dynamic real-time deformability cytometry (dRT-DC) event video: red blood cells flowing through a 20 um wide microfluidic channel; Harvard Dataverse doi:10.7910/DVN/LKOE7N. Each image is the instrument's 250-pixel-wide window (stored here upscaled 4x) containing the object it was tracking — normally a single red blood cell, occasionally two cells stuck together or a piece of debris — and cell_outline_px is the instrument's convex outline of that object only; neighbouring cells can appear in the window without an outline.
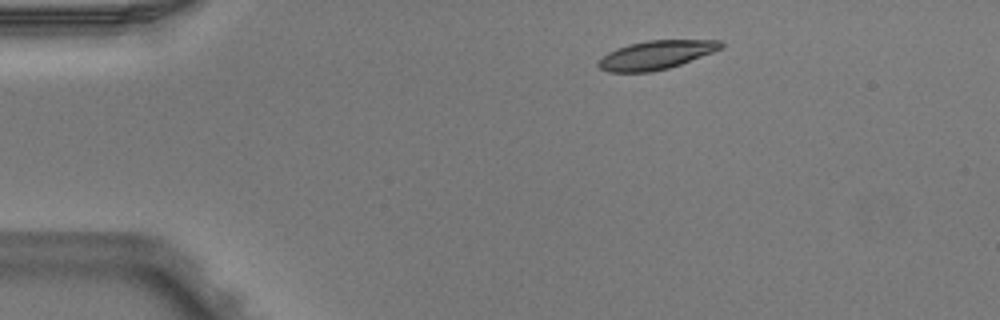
{"species": "Egyptian fruit bat (a non-hibernating species)", "species_latin": "Rousettus aegyptiacus", "temperature_condition": "warm", "stored_images_in_passage": 4, "camera_frame_rate_fps": 3000, "um_per_image_px": 0.085, "animal": {"sex": "male"}, "frame": {"image": 1, "passage_image": 1, "time_ms": 0.0, "image_size_px": [1000, 320], "cell_outline_px": [[724, 48], [680, 64], [668, 68], [652, 72], [608, 72], [600, 68], [596, 64], [608, 52], [616, 48], [628, 44], [648, 40], [720, 40], [724, 44]], "centroid_in_image_um": [55.77, 4.67], "position_along_channel_um": 29.2, "area_um2": 20.46}}
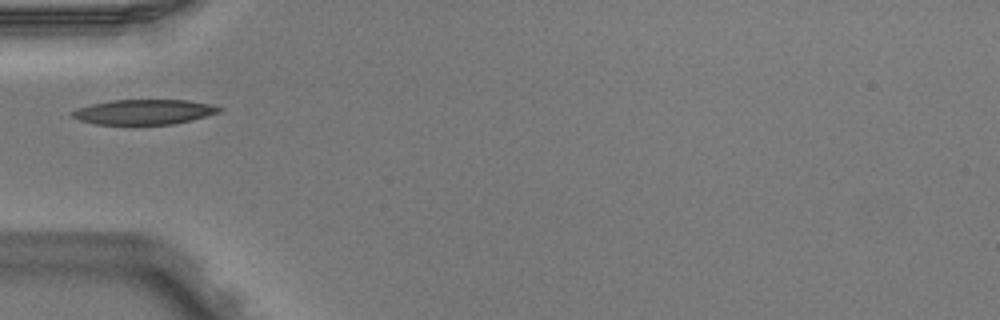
{"frame": {"image": 2, "passage_image": 3, "time_ms": 0.667, "image_size_px": [1000, 320], "cell_outline_px": [[224, 108], [220, 112], [172, 124], [96, 124], [80, 120], [72, 116], [68, 112], [92, 104], [112, 100], [188, 100], [208, 104]], "centroid_in_image_um": [12.22, 9.51], "position_along_channel_um": 72.8, "area_um2": 21.04}}
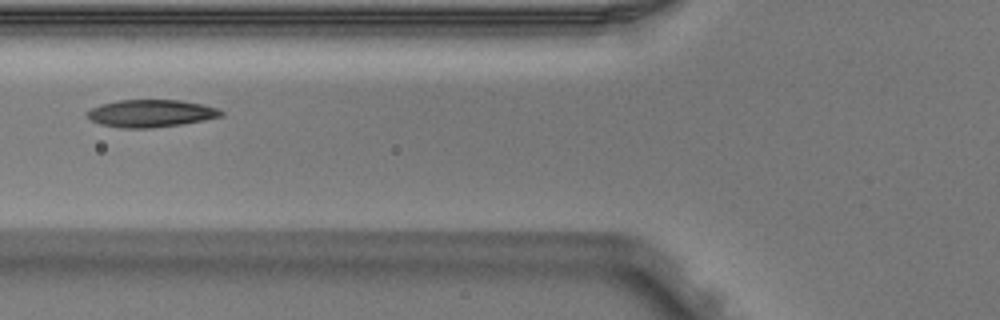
{"frame": {"image": 3, "passage_image": 4, "time_ms": 1.0, "image_size_px": [1000, 320], "cell_outline_px": [[224, 116], [204, 120], [180, 124], [152, 128], [120, 128], [100, 124], [92, 120], [84, 112], [100, 104], [120, 100], [180, 100], [200, 104], [216, 108], [224, 112]], "centroid_in_image_um": [12.81, 9.64], "position_along_channel_um": 113.0, "area_um2": 21.33}}